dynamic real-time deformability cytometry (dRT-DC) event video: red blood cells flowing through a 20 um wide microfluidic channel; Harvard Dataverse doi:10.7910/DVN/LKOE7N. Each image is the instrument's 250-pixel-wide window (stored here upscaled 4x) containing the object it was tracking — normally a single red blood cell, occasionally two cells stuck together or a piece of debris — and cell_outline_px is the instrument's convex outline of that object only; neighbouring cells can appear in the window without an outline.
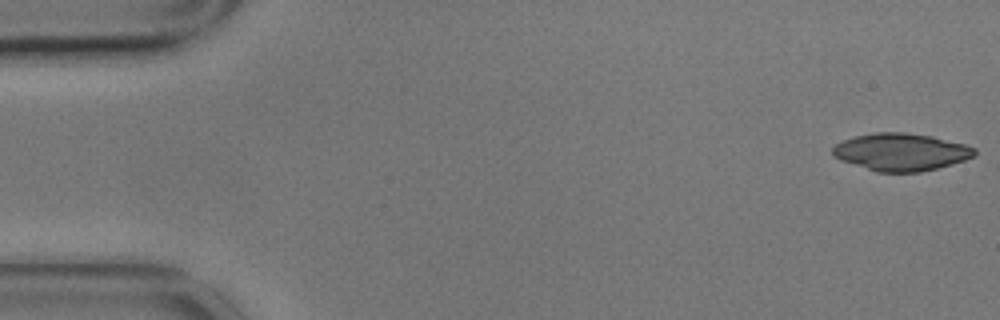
{"species": "common noctule bat (a hibernating species)", "species_latin": "Nyctalus noctula", "temperature_condition": "cold", "stored_images_in_passage": 5, "camera_frame_rate_fps": 3000, "um_per_image_px": 0.085, "animal": {"sex": "male", "body_mass_g": 17.9}, "frame": {"image": 1, "passage_image": 1, "time_ms": 0.0, "image_size_px": [1000, 320], "cell_outline_px": [[976, 156], [964, 160], [936, 168], [920, 172], [876, 172], [840, 160], [832, 156], [832, 148], [836, 144], [852, 136], [876, 132], [904, 132], [932, 136], [964, 144], [976, 148]], "centroid_in_image_um": [76.56, 12.91], "position_along_channel_um": 8.4, "area_um2": 31.04}}